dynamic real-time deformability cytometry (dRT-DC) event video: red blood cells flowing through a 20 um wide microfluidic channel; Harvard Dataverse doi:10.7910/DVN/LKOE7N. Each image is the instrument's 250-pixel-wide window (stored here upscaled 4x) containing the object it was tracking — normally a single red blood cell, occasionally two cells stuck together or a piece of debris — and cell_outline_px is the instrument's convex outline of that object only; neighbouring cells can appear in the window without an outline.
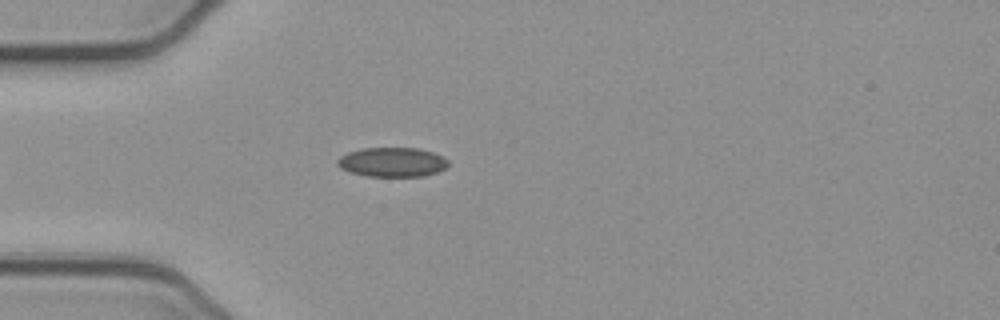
{"species": "common noctule bat (a hibernating species)", "species_latin": "Nyctalus noctula", "temperature_condition": "cold", "stored_images_in_passage": 46, "camera_frame_rate_fps": 3000, "um_per_image_px": 0.085, "animal": {"sex": "female", "body_mass_g": 21.9}, "frame": {"image": 1, "passage_image": 8, "time_ms": 2.333, "image_size_px": [1000, 320], "cell_outline_px": [[448, 164], [444, 168], [436, 172], [424, 176], [368, 176], [352, 172], [340, 168], [336, 164], [336, 160], [340, 156], [348, 152], [360, 148], [416, 148], [432, 152], [444, 156], [448, 160]], "centroid_in_image_um": [33.32, 13.77], "position_along_channel_um": 51.7, "area_um2": 18.96}}
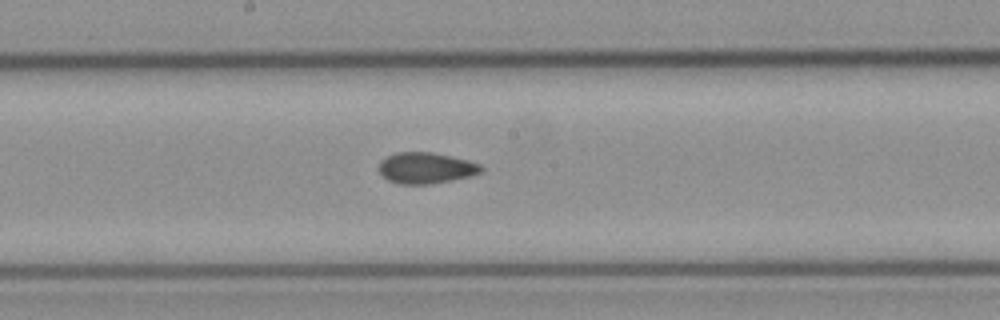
{"frame": {"image": 2, "passage_image": 21, "time_ms": 6.667, "image_size_px": [1000, 320], "cell_outline_px": [[484, 168], [480, 172], [468, 176], [428, 184], [400, 184], [388, 180], [376, 168], [388, 156], [396, 152], [432, 152], [468, 160], [480, 164]], "centroid_in_image_um": [36.18, 14.27], "position_along_channel_um": 212.0, "area_um2": 18.21}}
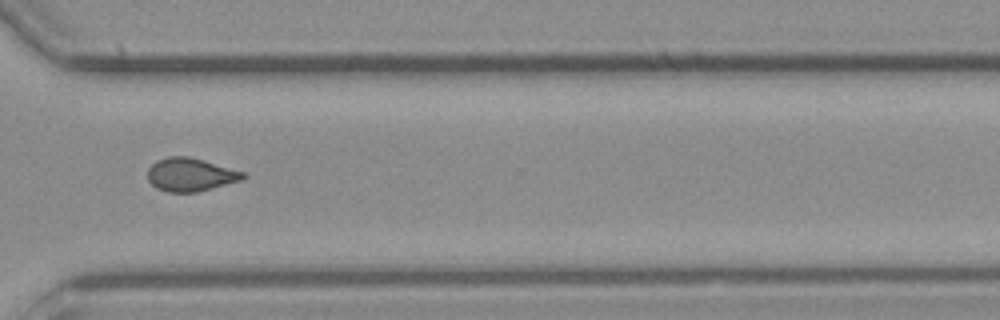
{"frame": {"image": 3, "passage_image": 32, "time_ms": 10.333, "image_size_px": [1000, 320], "cell_outline_px": [[248, 176], [244, 180], [196, 192], [168, 192], [156, 188], [148, 180], [148, 168], [156, 160], [168, 156], [188, 156], [204, 160], [244, 172]], "centroid_in_image_um": [16.2, 14.84], "position_along_channel_um": 354.4, "area_um2": 18.61}, "authors_computed_cell_mechanics": {"area_um2": 18.2937, "velocity_mm_per_s": 3.8995, "shape_relaxation_time_tau1_ms": null, "shape_relaxation_time_tau2_ms": 2.9414, "deformation_change_tau1": null, "deformation_change_tau2": 0.0734}}